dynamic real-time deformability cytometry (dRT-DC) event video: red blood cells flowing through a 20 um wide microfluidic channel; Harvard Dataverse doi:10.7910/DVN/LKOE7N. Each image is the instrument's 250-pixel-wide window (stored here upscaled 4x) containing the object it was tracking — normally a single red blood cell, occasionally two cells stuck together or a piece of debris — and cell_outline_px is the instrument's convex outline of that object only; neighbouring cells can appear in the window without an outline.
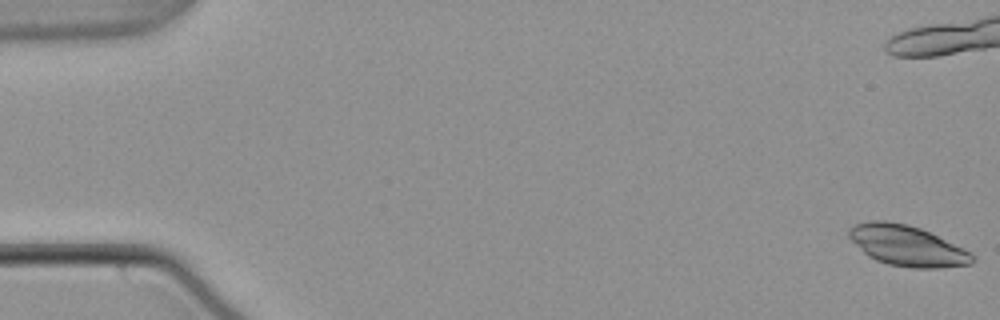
{"species": "common noctule bat (a hibernating species)", "species_latin": "Nyctalus noctula", "temperature_condition": "warm", "stored_images_in_passage": 44, "camera_frame_rate_fps": 3000, "um_per_image_px": 0.085, "animal": {"sex": "male", "body_mass_g": 21.5, "forearm_length_mm": 52.0}, "frame": {"image": 1, "passage_image": 1, "time_ms": 0.0, "image_size_px": [1000, 320], "cell_outline_px": [[976, 260], [972, 264], [940, 268], [912, 268], [888, 264], [876, 260], [868, 256], [848, 236], [848, 228], [856, 224], [868, 220], [884, 220], [908, 224], [920, 228], [964, 248], [972, 252], [976, 256]], "centroid_in_image_um": [77.13, 20.89], "position_along_channel_um": 7.9, "area_um2": 29.3}}